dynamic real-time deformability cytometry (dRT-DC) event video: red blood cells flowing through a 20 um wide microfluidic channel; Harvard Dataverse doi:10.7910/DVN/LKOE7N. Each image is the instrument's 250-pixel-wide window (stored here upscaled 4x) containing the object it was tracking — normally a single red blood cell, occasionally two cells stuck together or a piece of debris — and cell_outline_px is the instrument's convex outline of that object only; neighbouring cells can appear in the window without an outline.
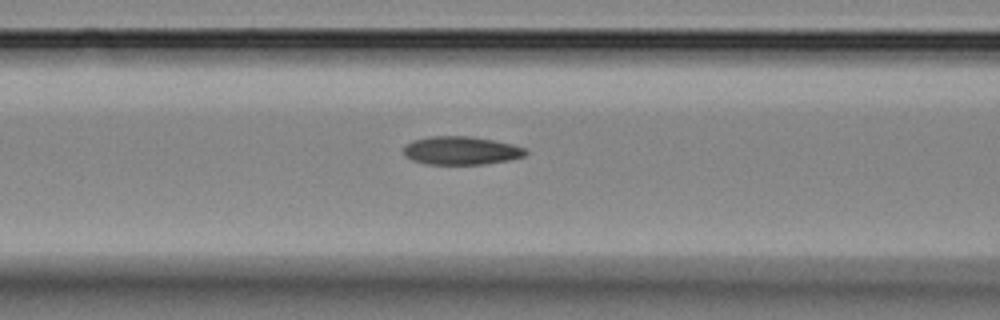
{"species": "Egyptian fruit bat (a non-hibernating species)", "species_latin": "Rousettus aegyptiacus", "temperature_condition": "room temperature", "stored_images_in_passage": 6, "camera_frame_rate_fps": 3000, "um_per_image_px": 0.085, "animal": {"sex": "female"}, "frame": {"image": 1, "passage_image": 6, "time_ms": 6.667, "image_size_px": [1000, 320], "cell_outline_px": [[528, 152], [524, 156], [508, 160], [484, 164], [428, 164], [412, 160], [404, 156], [404, 148], [412, 140], [428, 136], [472, 136], [496, 140], [512, 144], [524, 148]], "centroid_in_image_um": [39.19, 12.79], "position_along_channel_um": 127.4, "area_um2": 20.17}}